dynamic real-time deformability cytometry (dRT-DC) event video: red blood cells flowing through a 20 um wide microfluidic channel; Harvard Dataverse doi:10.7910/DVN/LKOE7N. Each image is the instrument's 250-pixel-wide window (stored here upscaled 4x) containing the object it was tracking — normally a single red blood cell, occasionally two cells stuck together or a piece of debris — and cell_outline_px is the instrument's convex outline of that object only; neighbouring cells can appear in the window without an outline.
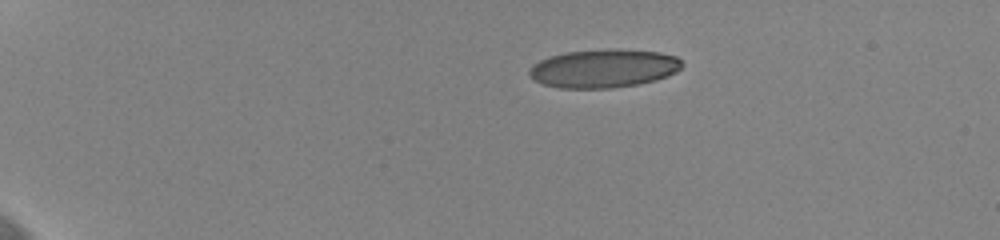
{"species": "human", "species_latin": "Homo sapiens", "temperature_condition": "cold", "stored_images_in_passage": 46, "camera_frame_rate_fps": 3000, "um_per_image_px": 0.085, "donor": {"sex": "female"}, "frame": {"image": 1, "passage_image": 1, "time_ms": 0.0, "image_size_px": [1000, 240], "cell_outline_px": [[684, 64], [676, 72], [668, 76], [656, 80], [636, 84], [612, 88], [560, 88], [544, 84], [536, 80], [528, 72], [528, 68], [532, 64], [540, 60], [552, 56], [568, 52], [608, 48], [620, 48], [660, 52], [676, 56]], "centroid_in_image_um": [51.34, 5.8], "position_along_channel_um": 33.7, "area_um2": 34.33}}
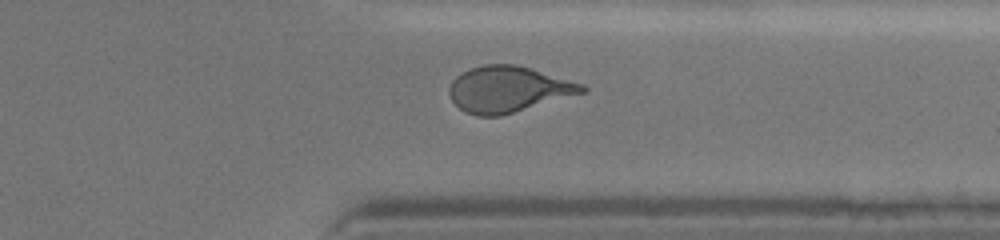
{"frame": {"image": 2, "passage_image": 36, "time_ms": 11.667, "image_size_px": [1000, 240], "cell_outline_px": [[588, 92], [500, 116], [476, 116], [464, 112], [452, 100], [448, 92], [448, 88], [452, 80], [456, 76], [468, 68], [484, 64], [516, 64], [584, 84], [588, 88]], "centroid_in_image_um": [43.2, 7.59], "position_along_channel_um": 368.2, "area_um2": 35.89}}
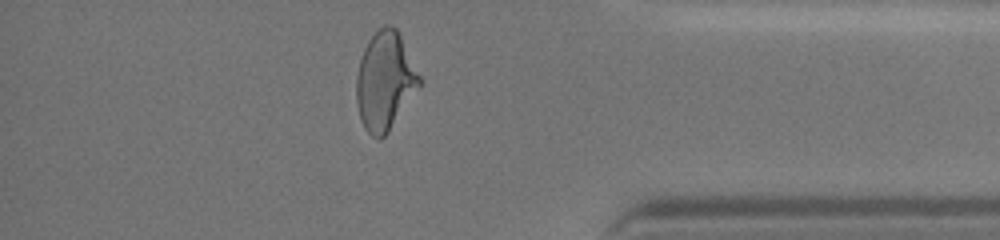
{"frame": {"image": 3, "passage_image": 40, "time_ms": 13.0, "image_size_px": [1000, 240], "cell_outline_px": [[420, 88], [388, 132], [380, 140], [376, 140], [364, 128], [360, 120], [356, 100], [356, 76], [360, 60], [364, 48], [368, 40], [384, 24], [392, 24], [400, 32], [420, 76]], "centroid_in_image_um": [32.72, 6.89], "position_along_channel_um": 402.5, "area_um2": 36.41}, "authors_computed_cell_mechanics": {"area_um2": 35.3736, "velocity_mm_per_s": 3.6434, "shape_relaxation_time_tau1_ms": 6.7187, "shape_relaxation_time_tau2_ms": 0.9323, "deformation_change_tau1": 0.1983, "deformation_change_tau2": 0.092}}